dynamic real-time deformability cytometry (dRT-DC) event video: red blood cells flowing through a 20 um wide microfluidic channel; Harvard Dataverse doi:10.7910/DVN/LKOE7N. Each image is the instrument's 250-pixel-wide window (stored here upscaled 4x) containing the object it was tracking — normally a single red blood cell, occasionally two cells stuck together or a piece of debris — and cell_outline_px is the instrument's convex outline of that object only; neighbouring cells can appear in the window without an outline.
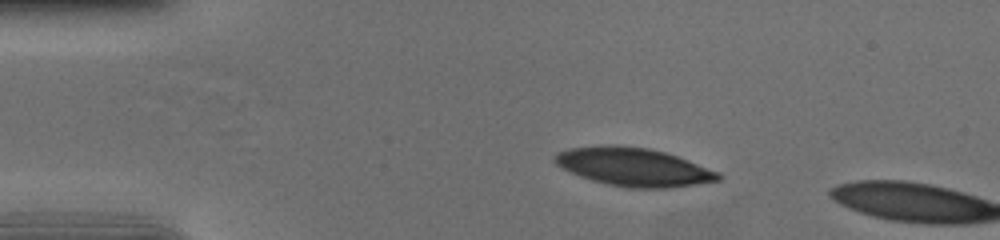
{"species": "human", "species_latin": "Homo sapiens", "temperature_condition": "cold", "stored_images_in_passage": 43, "camera_frame_rate_fps": 3000, "um_per_image_px": 0.085, "donor": {"sex": "female"}, "frame": {"image": 1, "passage_image": 1, "time_ms": 0.0, "image_size_px": [1000, 240], "cell_outline_px": [[724, 176], [720, 180], [672, 188], [628, 188], [608, 184], [592, 180], [580, 176], [556, 164], [552, 160], [552, 156], [556, 152], [572, 148], [648, 148], [664, 152], [676, 156], [720, 172]], "centroid_in_image_um": [53.92, 14.25], "position_along_channel_um": 31.1, "area_um2": 35.32}}
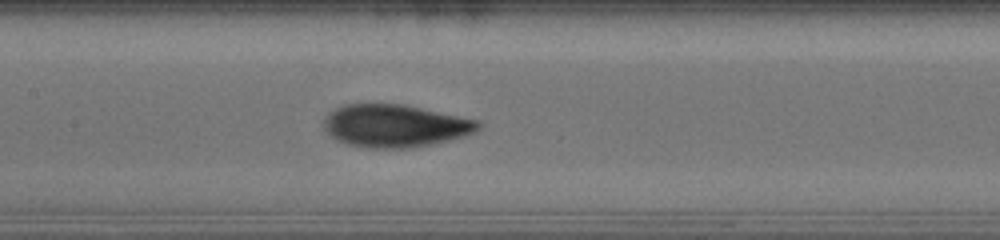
{"frame": {"image": 2, "passage_image": 17, "time_ms": 5.333, "image_size_px": [1000, 240], "cell_outline_px": [[484, 124], [476, 132], [464, 136], [432, 144], [412, 148], [368, 148], [348, 144], [336, 140], [324, 128], [324, 120], [328, 112], [344, 104], [404, 104], [480, 120]], "centroid_in_image_um": [33.62, 10.69], "position_along_channel_um": 173.8, "area_um2": 38.61}}
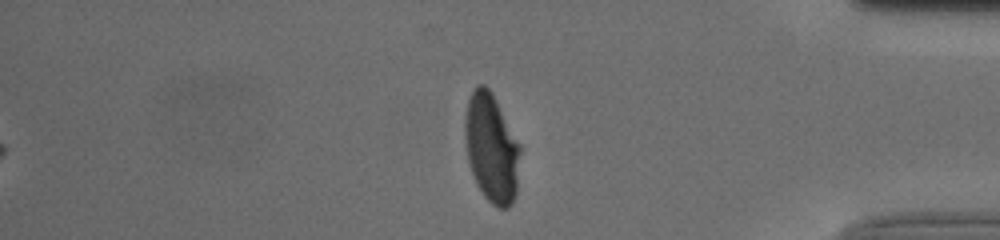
{"frame": {"image": 3, "passage_image": 37, "time_ms": 12.0, "image_size_px": [1000, 240], "cell_outline_px": [[520, 152], [516, 192], [512, 204], [508, 208], [500, 208], [492, 204], [484, 196], [472, 172], [468, 160], [464, 136], [464, 116], [468, 100], [476, 84], [484, 84], [492, 92], [520, 144]], "centroid_in_image_um": [41.77, 12.55], "position_along_channel_um": 393.4, "area_um2": 34.91}, "authors_computed_cell_mechanics": {"area_um2": 36.5874, "velocity_mm_per_s": 3.7094, "shape_relaxation_time_tau1_ms": 4.8412, "shape_relaxation_time_tau2_ms": 1.3052, "deformation_change_tau1": 0.2024, "deformation_change_tau2": 0.0643}}